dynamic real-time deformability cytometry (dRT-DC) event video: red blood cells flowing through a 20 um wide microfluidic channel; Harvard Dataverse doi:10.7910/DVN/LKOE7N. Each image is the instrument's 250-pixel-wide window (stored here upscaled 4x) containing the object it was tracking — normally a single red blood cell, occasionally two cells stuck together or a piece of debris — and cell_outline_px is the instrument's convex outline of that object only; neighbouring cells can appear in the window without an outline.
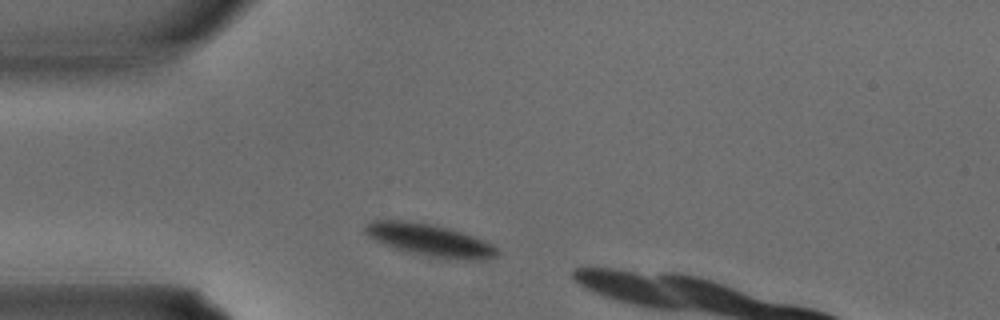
{"species": "common noctule bat (a hibernating species)", "species_latin": "Nyctalus noctula", "temperature_condition": "warm", "stored_images_in_passage": 7, "camera_frame_rate_fps": 3000, "um_per_image_px": 0.085, "animal": {"sex": "male", "body_mass_g": 15.6}, "frame": {"image": 1, "passage_image": 1, "time_ms": 0.0, "image_size_px": [1000, 320], "cell_outline_px": [[500, 252], [496, 256], [488, 260], [464, 260], [428, 256], [396, 248], [376, 240], [368, 236], [364, 228], [368, 220], [408, 220], [432, 224], [448, 228], [484, 240], [492, 244]], "centroid_in_image_um": [36.56, 20.4], "position_along_channel_um": 48.4, "area_um2": 24.57}}
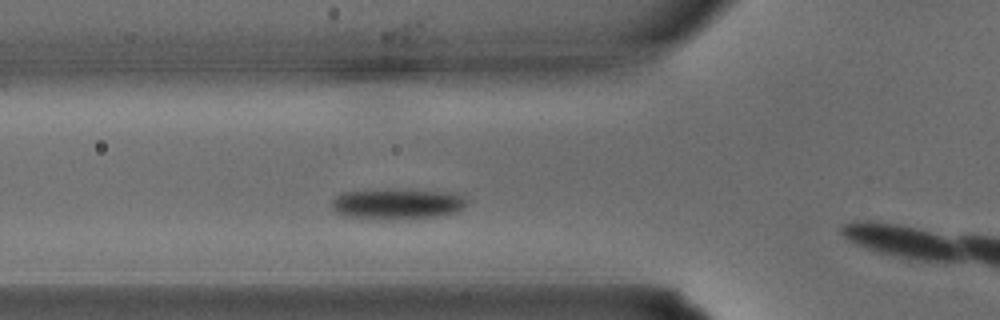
{"frame": {"image": 2, "passage_image": 4, "time_ms": 1.0, "image_size_px": [1000, 320], "cell_outline_px": [[468, 200], [464, 208], [448, 216], [392, 220], [372, 220], [344, 216], [336, 212], [332, 208], [332, 200], [336, 196], [344, 192], [384, 188], [448, 192], [464, 196]], "centroid_in_image_um": [33.77, 17.35], "position_along_channel_um": 92.0, "area_um2": 25.09}}
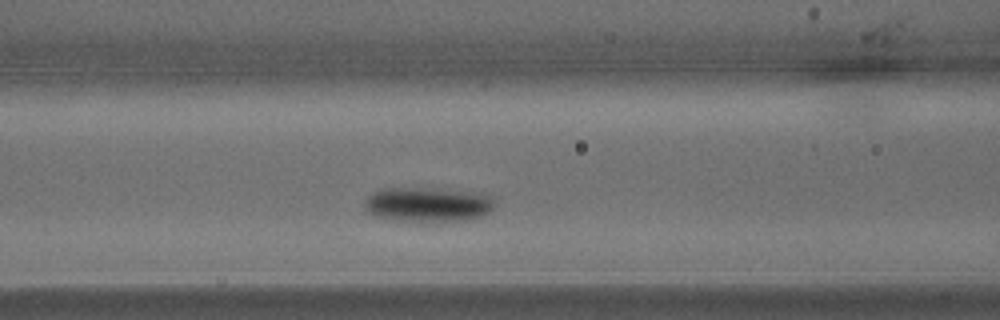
{"frame": {"image": 3, "passage_image": 6, "time_ms": 1.667, "image_size_px": [1000, 320], "cell_outline_px": [[496, 204], [484, 216], [472, 220], [420, 224], [384, 220], [372, 216], [364, 208], [364, 200], [372, 192], [380, 188], [412, 188], [484, 192], [492, 196]], "centroid_in_image_um": [36.34, 17.44], "position_along_channel_um": 130.3, "area_um2": 27.8}}